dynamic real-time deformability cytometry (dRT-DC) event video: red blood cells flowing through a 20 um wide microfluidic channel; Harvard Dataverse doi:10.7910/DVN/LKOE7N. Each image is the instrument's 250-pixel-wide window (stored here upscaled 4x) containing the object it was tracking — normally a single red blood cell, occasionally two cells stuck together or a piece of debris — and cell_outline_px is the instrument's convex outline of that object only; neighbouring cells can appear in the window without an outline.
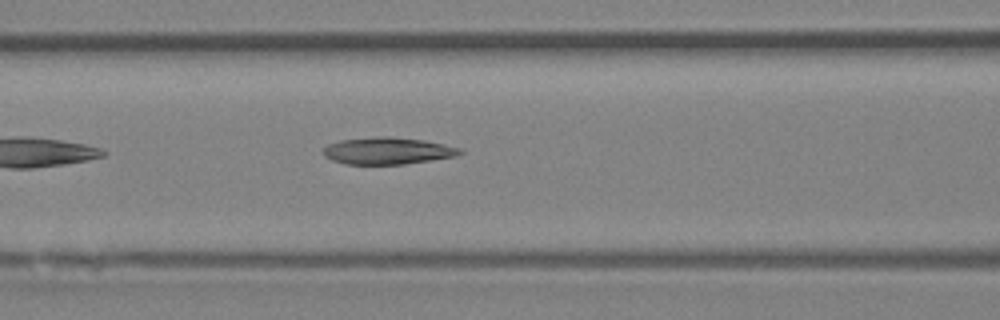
{"species": "Egyptian fruit bat (a non-hibernating species)", "species_latin": "Rousettus aegyptiacus", "temperature_condition": "room temperature", "stored_images_in_passage": 22, "camera_frame_rate_fps": 3000, "um_per_image_px": 0.085, "animal": {"sex": "female"}, "frame": {"image": 1, "passage_image": 7, "time_ms": 2.0, "image_size_px": [1000, 320], "cell_outline_px": [[464, 152], [456, 156], [432, 160], [404, 164], [348, 164], [332, 160], [324, 156], [324, 148], [328, 144], [340, 140], [380, 136], [388, 136], [424, 140], [444, 144], [460, 148]], "centroid_in_image_um": [32.96, 12.82], "position_along_channel_um": 133.6, "area_um2": 21.39}}
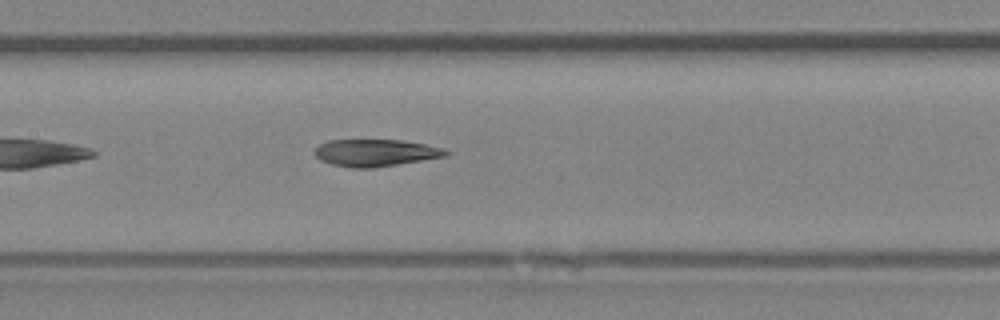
{"frame": {"image": 2, "passage_image": 10, "time_ms": 3.0, "image_size_px": [1000, 320], "cell_outline_px": [[452, 152], [444, 156], [372, 168], [348, 168], [332, 164], [320, 160], [316, 156], [316, 148], [320, 144], [328, 140], [404, 140], [444, 148]], "centroid_in_image_um": [31.91, 12.98], "position_along_channel_um": 175.5, "area_um2": 20.52}}